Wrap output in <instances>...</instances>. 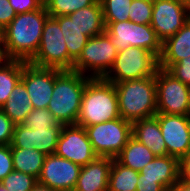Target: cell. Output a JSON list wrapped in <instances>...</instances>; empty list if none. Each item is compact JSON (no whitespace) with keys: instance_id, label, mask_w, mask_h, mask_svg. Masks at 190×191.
Instances as JSON below:
<instances>
[{"instance_id":"obj_21","label":"cell","mask_w":190,"mask_h":191,"mask_svg":"<svg viewBox=\"0 0 190 191\" xmlns=\"http://www.w3.org/2000/svg\"><path fill=\"white\" fill-rule=\"evenodd\" d=\"M89 38L105 32L103 9L100 0L93 5L67 15Z\"/></svg>"},{"instance_id":"obj_44","label":"cell","mask_w":190,"mask_h":191,"mask_svg":"<svg viewBox=\"0 0 190 191\" xmlns=\"http://www.w3.org/2000/svg\"><path fill=\"white\" fill-rule=\"evenodd\" d=\"M0 191H8V189L0 183Z\"/></svg>"},{"instance_id":"obj_43","label":"cell","mask_w":190,"mask_h":191,"mask_svg":"<svg viewBox=\"0 0 190 191\" xmlns=\"http://www.w3.org/2000/svg\"><path fill=\"white\" fill-rule=\"evenodd\" d=\"M185 3L187 5V8H188V11H189V14H190V0H186Z\"/></svg>"},{"instance_id":"obj_27","label":"cell","mask_w":190,"mask_h":191,"mask_svg":"<svg viewBox=\"0 0 190 191\" xmlns=\"http://www.w3.org/2000/svg\"><path fill=\"white\" fill-rule=\"evenodd\" d=\"M140 172L120 164L113 159L108 181V191H136Z\"/></svg>"},{"instance_id":"obj_9","label":"cell","mask_w":190,"mask_h":191,"mask_svg":"<svg viewBox=\"0 0 190 191\" xmlns=\"http://www.w3.org/2000/svg\"><path fill=\"white\" fill-rule=\"evenodd\" d=\"M117 51L129 46L140 47L154 53L158 58L162 52V42L150 24H137L130 20L111 22L104 32Z\"/></svg>"},{"instance_id":"obj_38","label":"cell","mask_w":190,"mask_h":191,"mask_svg":"<svg viewBox=\"0 0 190 191\" xmlns=\"http://www.w3.org/2000/svg\"><path fill=\"white\" fill-rule=\"evenodd\" d=\"M136 191H168L158 180H139L137 181Z\"/></svg>"},{"instance_id":"obj_28","label":"cell","mask_w":190,"mask_h":191,"mask_svg":"<svg viewBox=\"0 0 190 191\" xmlns=\"http://www.w3.org/2000/svg\"><path fill=\"white\" fill-rule=\"evenodd\" d=\"M133 0H100L105 27L111 22L129 20V8Z\"/></svg>"},{"instance_id":"obj_31","label":"cell","mask_w":190,"mask_h":191,"mask_svg":"<svg viewBox=\"0 0 190 191\" xmlns=\"http://www.w3.org/2000/svg\"><path fill=\"white\" fill-rule=\"evenodd\" d=\"M22 124L30 129L52 128L59 124L52 112L48 109H33L24 119Z\"/></svg>"},{"instance_id":"obj_20","label":"cell","mask_w":190,"mask_h":191,"mask_svg":"<svg viewBox=\"0 0 190 191\" xmlns=\"http://www.w3.org/2000/svg\"><path fill=\"white\" fill-rule=\"evenodd\" d=\"M132 136L147 146L155 156H166V143L158 119L154 116L132 122Z\"/></svg>"},{"instance_id":"obj_4","label":"cell","mask_w":190,"mask_h":191,"mask_svg":"<svg viewBox=\"0 0 190 191\" xmlns=\"http://www.w3.org/2000/svg\"><path fill=\"white\" fill-rule=\"evenodd\" d=\"M117 92L120 117L133 122L157 114L155 76L113 83Z\"/></svg>"},{"instance_id":"obj_2","label":"cell","mask_w":190,"mask_h":191,"mask_svg":"<svg viewBox=\"0 0 190 191\" xmlns=\"http://www.w3.org/2000/svg\"><path fill=\"white\" fill-rule=\"evenodd\" d=\"M120 118L115 86L104 78H88L76 124L88 127Z\"/></svg>"},{"instance_id":"obj_34","label":"cell","mask_w":190,"mask_h":191,"mask_svg":"<svg viewBox=\"0 0 190 191\" xmlns=\"http://www.w3.org/2000/svg\"><path fill=\"white\" fill-rule=\"evenodd\" d=\"M15 124L0 108V145H10Z\"/></svg>"},{"instance_id":"obj_26","label":"cell","mask_w":190,"mask_h":191,"mask_svg":"<svg viewBox=\"0 0 190 191\" xmlns=\"http://www.w3.org/2000/svg\"><path fill=\"white\" fill-rule=\"evenodd\" d=\"M23 60L3 59L0 62V108L21 80Z\"/></svg>"},{"instance_id":"obj_23","label":"cell","mask_w":190,"mask_h":191,"mask_svg":"<svg viewBox=\"0 0 190 191\" xmlns=\"http://www.w3.org/2000/svg\"><path fill=\"white\" fill-rule=\"evenodd\" d=\"M154 157L147 146L131 136L115 159L123 166L140 172Z\"/></svg>"},{"instance_id":"obj_8","label":"cell","mask_w":190,"mask_h":191,"mask_svg":"<svg viewBox=\"0 0 190 191\" xmlns=\"http://www.w3.org/2000/svg\"><path fill=\"white\" fill-rule=\"evenodd\" d=\"M117 53L116 47L105 33L96 35L88 39L74 61L72 70L91 78H103L114 64Z\"/></svg>"},{"instance_id":"obj_15","label":"cell","mask_w":190,"mask_h":191,"mask_svg":"<svg viewBox=\"0 0 190 191\" xmlns=\"http://www.w3.org/2000/svg\"><path fill=\"white\" fill-rule=\"evenodd\" d=\"M21 81L24 83L34 109H47L55 82V68H41L23 61Z\"/></svg>"},{"instance_id":"obj_14","label":"cell","mask_w":190,"mask_h":191,"mask_svg":"<svg viewBox=\"0 0 190 191\" xmlns=\"http://www.w3.org/2000/svg\"><path fill=\"white\" fill-rule=\"evenodd\" d=\"M81 166L59 157L56 154L46 155L38 183L56 191H73Z\"/></svg>"},{"instance_id":"obj_1","label":"cell","mask_w":190,"mask_h":191,"mask_svg":"<svg viewBox=\"0 0 190 191\" xmlns=\"http://www.w3.org/2000/svg\"><path fill=\"white\" fill-rule=\"evenodd\" d=\"M48 17L45 5L34 11L18 13L4 29V59L29 62L37 53Z\"/></svg>"},{"instance_id":"obj_6","label":"cell","mask_w":190,"mask_h":191,"mask_svg":"<svg viewBox=\"0 0 190 191\" xmlns=\"http://www.w3.org/2000/svg\"><path fill=\"white\" fill-rule=\"evenodd\" d=\"M29 63L41 68L73 69L74 61L68 55L64 36L54 17L47 18L39 48Z\"/></svg>"},{"instance_id":"obj_32","label":"cell","mask_w":190,"mask_h":191,"mask_svg":"<svg viewBox=\"0 0 190 191\" xmlns=\"http://www.w3.org/2000/svg\"><path fill=\"white\" fill-rule=\"evenodd\" d=\"M153 2L133 0L129 8V20L137 24H151Z\"/></svg>"},{"instance_id":"obj_30","label":"cell","mask_w":190,"mask_h":191,"mask_svg":"<svg viewBox=\"0 0 190 191\" xmlns=\"http://www.w3.org/2000/svg\"><path fill=\"white\" fill-rule=\"evenodd\" d=\"M8 191H31L38 183L32 175L13 170L0 182Z\"/></svg>"},{"instance_id":"obj_29","label":"cell","mask_w":190,"mask_h":191,"mask_svg":"<svg viewBox=\"0 0 190 191\" xmlns=\"http://www.w3.org/2000/svg\"><path fill=\"white\" fill-rule=\"evenodd\" d=\"M97 0H47L45 7L51 17L66 16L93 5Z\"/></svg>"},{"instance_id":"obj_41","label":"cell","mask_w":190,"mask_h":191,"mask_svg":"<svg viewBox=\"0 0 190 191\" xmlns=\"http://www.w3.org/2000/svg\"><path fill=\"white\" fill-rule=\"evenodd\" d=\"M0 56L4 59V29L0 26Z\"/></svg>"},{"instance_id":"obj_25","label":"cell","mask_w":190,"mask_h":191,"mask_svg":"<svg viewBox=\"0 0 190 191\" xmlns=\"http://www.w3.org/2000/svg\"><path fill=\"white\" fill-rule=\"evenodd\" d=\"M60 26L64 40L67 46L69 57L75 61L81 54L85 47L89 37L81 31L74 22V19H70L66 16L54 17Z\"/></svg>"},{"instance_id":"obj_12","label":"cell","mask_w":190,"mask_h":191,"mask_svg":"<svg viewBox=\"0 0 190 191\" xmlns=\"http://www.w3.org/2000/svg\"><path fill=\"white\" fill-rule=\"evenodd\" d=\"M55 154L80 166L87 165L97 157L85 128L77 124L64 125Z\"/></svg>"},{"instance_id":"obj_37","label":"cell","mask_w":190,"mask_h":191,"mask_svg":"<svg viewBox=\"0 0 190 191\" xmlns=\"http://www.w3.org/2000/svg\"><path fill=\"white\" fill-rule=\"evenodd\" d=\"M17 13L12 9L8 0H0V26L5 29L16 17Z\"/></svg>"},{"instance_id":"obj_36","label":"cell","mask_w":190,"mask_h":191,"mask_svg":"<svg viewBox=\"0 0 190 191\" xmlns=\"http://www.w3.org/2000/svg\"><path fill=\"white\" fill-rule=\"evenodd\" d=\"M12 9L18 13H25L40 9L44 4L41 0H8Z\"/></svg>"},{"instance_id":"obj_16","label":"cell","mask_w":190,"mask_h":191,"mask_svg":"<svg viewBox=\"0 0 190 191\" xmlns=\"http://www.w3.org/2000/svg\"><path fill=\"white\" fill-rule=\"evenodd\" d=\"M63 123L52 128L30 129L23 124L15 125L11 148H33L45 155L55 154Z\"/></svg>"},{"instance_id":"obj_22","label":"cell","mask_w":190,"mask_h":191,"mask_svg":"<svg viewBox=\"0 0 190 191\" xmlns=\"http://www.w3.org/2000/svg\"><path fill=\"white\" fill-rule=\"evenodd\" d=\"M15 125L22 124L25 117L34 109L24 83L20 80L1 107Z\"/></svg>"},{"instance_id":"obj_42","label":"cell","mask_w":190,"mask_h":191,"mask_svg":"<svg viewBox=\"0 0 190 191\" xmlns=\"http://www.w3.org/2000/svg\"><path fill=\"white\" fill-rule=\"evenodd\" d=\"M31 191H56V190H53L50 187H47L46 185L37 183Z\"/></svg>"},{"instance_id":"obj_13","label":"cell","mask_w":190,"mask_h":191,"mask_svg":"<svg viewBox=\"0 0 190 191\" xmlns=\"http://www.w3.org/2000/svg\"><path fill=\"white\" fill-rule=\"evenodd\" d=\"M167 155L181 160L190 152V116L157 113Z\"/></svg>"},{"instance_id":"obj_33","label":"cell","mask_w":190,"mask_h":191,"mask_svg":"<svg viewBox=\"0 0 190 191\" xmlns=\"http://www.w3.org/2000/svg\"><path fill=\"white\" fill-rule=\"evenodd\" d=\"M175 79L190 86V58H183L179 62L172 64L167 70Z\"/></svg>"},{"instance_id":"obj_24","label":"cell","mask_w":190,"mask_h":191,"mask_svg":"<svg viewBox=\"0 0 190 191\" xmlns=\"http://www.w3.org/2000/svg\"><path fill=\"white\" fill-rule=\"evenodd\" d=\"M13 169L38 179L46 155L33 148H11Z\"/></svg>"},{"instance_id":"obj_17","label":"cell","mask_w":190,"mask_h":191,"mask_svg":"<svg viewBox=\"0 0 190 191\" xmlns=\"http://www.w3.org/2000/svg\"><path fill=\"white\" fill-rule=\"evenodd\" d=\"M113 158L97 156L85 166H81L73 191H108V181Z\"/></svg>"},{"instance_id":"obj_40","label":"cell","mask_w":190,"mask_h":191,"mask_svg":"<svg viewBox=\"0 0 190 191\" xmlns=\"http://www.w3.org/2000/svg\"><path fill=\"white\" fill-rule=\"evenodd\" d=\"M169 191H190V182L179 178V181Z\"/></svg>"},{"instance_id":"obj_5","label":"cell","mask_w":190,"mask_h":191,"mask_svg":"<svg viewBox=\"0 0 190 191\" xmlns=\"http://www.w3.org/2000/svg\"><path fill=\"white\" fill-rule=\"evenodd\" d=\"M158 69L159 58L154 53L129 46L118 51L114 64L103 78L112 83H119L155 76Z\"/></svg>"},{"instance_id":"obj_35","label":"cell","mask_w":190,"mask_h":191,"mask_svg":"<svg viewBox=\"0 0 190 191\" xmlns=\"http://www.w3.org/2000/svg\"><path fill=\"white\" fill-rule=\"evenodd\" d=\"M10 145H0V182L13 171Z\"/></svg>"},{"instance_id":"obj_45","label":"cell","mask_w":190,"mask_h":191,"mask_svg":"<svg viewBox=\"0 0 190 191\" xmlns=\"http://www.w3.org/2000/svg\"><path fill=\"white\" fill-rule=\"evenodd\" d=\"M188 96H189V102H190V86H188Z\"/></svg>"},{"instance_id":"obj_19","label":"cell","mask_w":190,"mask_h":191,"mask_svg":"<svg viewBox=\"0 0 190 191\" xmlns=\"http://www.w3.org/2000/svg\"><path fill=\"white\" fill-rule=\"evenodd\" d=\"M183 58H190V19L175 35L162 42L159 68L167 70Z\"/></svg>"},{"instance_id":"obj_11","label":"cell","mask_w":190,"mask_h":191,"mask_svg":"<svg viewBox=\"0 0 190 191\" xmlns=\"http://www.w3.org/2000/svg\"><path fill=\"white\" fill-rule=\"evenodd\" d=\"M190 19L185 1L155 0L151 18V27L157 37L163 42L184 26Z\"/></svg>"},{"instance_id":"obj_39","label":"cell","mask_w":190,"mask_h":191,"mask_svg":"<svg viewBox=\"0 0 190 191\" xmlns=\"http://www.w3.org/2000/svg\"><path fill=\"white\" fill-rule=\"evenodd\" d=\"M180 178L190 182V152L180 160Z\"/></svg>"},{"instance_id":"obj_3","label":"cell","mask_w":190,"mask_h":191,"mask_svg":"<svg viewBox=\"0 0 190 191\" xmlns=\"http://www.w3.org/2000/svg\"><path fill=\"white\" fill-rule=\"evenodd\" d=\"M88 78L73 70L55 68L54 88L47 109L52 112L59 123L76 124Z\"/></svg>"},{"instance_id":"obj_18","label":"cell","mask_w":190,"mask_h":191,"mask_svg":"<svg viewBox=\"0 0 190 191\" xmlns=\"http://www.w3.org/2000/svg\"><path fill=\"white\" fill-rule=\"evenodd\" d=\"M180 160L177 157L155 156L139 174V180H158L168 191L179 181Z\"/></svg>"},{"instance_id":"obj_10","label":"cell","mask_w":190,"mask_h":191,"mask_svg":"<svg viewBox=\"0 0 190 191\" xmlns=\"http://www.w3.org/2000/svg\"><path fill=\"white\" fill-rule=\"evenodd\" d=\"M155 81L157 113L190 116L188 86L161 68Z\"/></svg>"},{"instance_id":"obj_7","label":"cell","mask_w":190,"mask_h":191,"mask_svg":"<svg viewBox=\"0 0 190 191\" xmlns=\"http://www.w3.org/2000/svg\"><path fill=\"white\" fill-rule=\"evenodd\" d=\"M97 156L115 159L132 136V122L117 118L84 127Z\"/></svg>"}]
</instances>
